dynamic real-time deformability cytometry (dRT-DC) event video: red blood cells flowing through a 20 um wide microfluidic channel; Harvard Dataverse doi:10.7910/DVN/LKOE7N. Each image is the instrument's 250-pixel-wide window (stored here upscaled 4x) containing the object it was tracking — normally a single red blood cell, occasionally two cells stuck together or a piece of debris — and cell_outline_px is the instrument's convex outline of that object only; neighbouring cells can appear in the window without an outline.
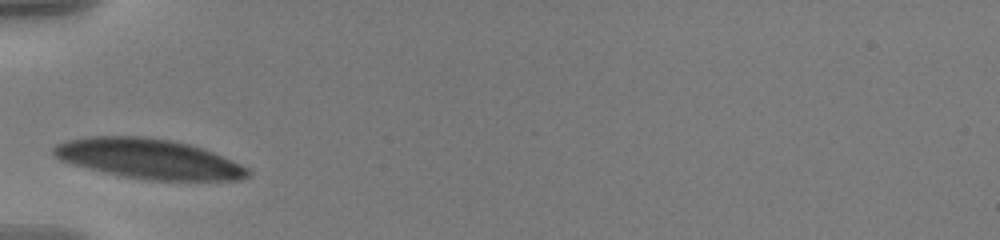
{"species": "human", "species_latin": "Homo sapiens", "temperature_condition": "warm", "stored_images_in_passage": 35, "camera_frame_rate_fps": 3000, "um_per_image_px": 0.085, "donor": {"sex": "male"}, "frame": {"image": 1, "passage_image": 1, "time_ms": 0.0, "image_size_px": [1000, 240], "cell_outline_px": [[252, 172], [248, 176], [240, 180], [152, 180], [120, 176], [72, 164], [60, 160], [52, 156], [52, 148], [56, 144], [68, 140], [88, 136], [144, 136], [168, 140], [188, 144], [212, 152], [232, 160], [248, 168]], "centroid_in_image_um": [12.6, 13.5], "position_along_channel_um": 72.4, "area_um2": 45.03}}
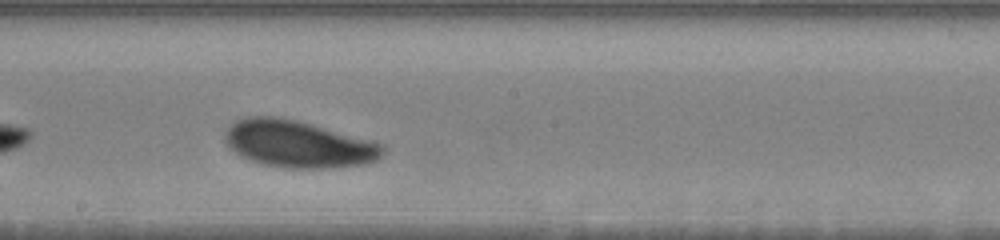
{"frame": {"image": 2, "passage_image": 14, "time_ms": 4.333, "image_size_px": [1000, 240], "cell_outline_px": [[384, 152], [376, 160], [364, 164], [332, 168], [284, 168], [264, 164], [252, 160], [236, 152], [224, 140], [224, 132], [236, 120], [248, 116], [276, 116], [296, 120], [384, 144]], "centroid_in_image_um": [25.35, 12.24], "position_along_channel_um": 222.9, "area_um2": 42.83}}
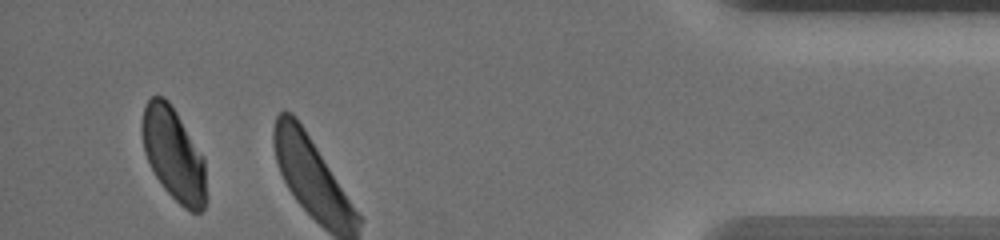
{"frame": {"image": 3, "passage_image": 33, "time_ms": 10.667, "image_size_px": [1000, 240], "cell_outline_px": [[208, 200], [204, 208], [200, 212], [192, 212], [184, 208], [164, 188], [156, 176], [144, 152], [140, 132], [140, 124], [144, 108], [148, 100], [152, 96], [164, 96], [168, 100], [176, 112], [204, 156]], "centroid_in_image_um": [14.77, 13.13], "position_along_channel_um": 420.4, "area_um2": 35.08}, "authors_computed_cell_mechanics": {"area_um2": 42.5986, "velocity_mm_per_s": 3.5019, "shape_relaxation_time_tau1_ms": 2.3879, "shape_relaxation_time_tau2_ms": null, "deformation_change_tau1": 0.1228, "deformation_change_tau2": null}}